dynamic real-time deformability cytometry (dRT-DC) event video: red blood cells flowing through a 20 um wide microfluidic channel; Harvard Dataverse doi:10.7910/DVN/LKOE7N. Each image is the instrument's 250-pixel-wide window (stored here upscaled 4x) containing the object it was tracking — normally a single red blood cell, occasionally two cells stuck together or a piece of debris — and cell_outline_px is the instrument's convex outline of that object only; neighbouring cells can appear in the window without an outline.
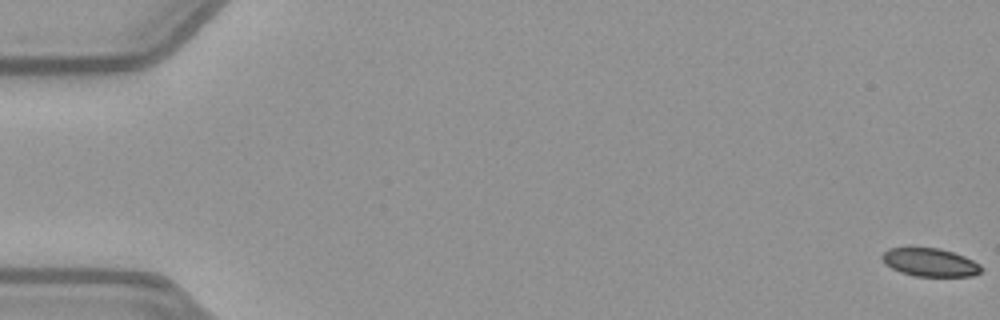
{"species": "common noctule bat (a hibernating species)", "species_latin": "Nyctalus noctula", "temperature_condition": "warm", "stored_images_in_passage": 54, "camera_frame_rate_fps": 3000, "um_per_image_px": 0.085, "animal": {"sex": "female", "body_mass_g": 21.9}, "frame": {"image": 1, "passage_image": 1, "time_ms": 0.0, "image_size_px": [1000, 320], "cell_outline_px": [[984, 268], [980, 272], [972, 276], [912, 276], [900, 272], [884, 264], [880, 256], [888, 248], [940, 248], [964, 256], [980, 264]], "centroid_in_image_um": [79.03, 22.3], "position_along_channel_um": 6.0, "area_um2": 16.36}}
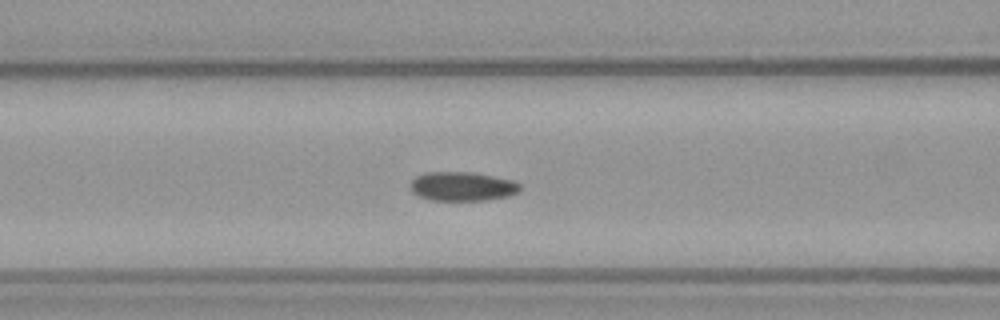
{"frame": {"image": 2, "passage_image": 23, "time_ms": 7.333, "image_size_px": [1000, 320], "cell_outline_px": [[520, 192], [508, 196], [488, 200], [428, 200], [412, 192], [408, 184], [416, 176], [424, 172], [472, 172], [512, 180], [520, 184]], "centroid_in_image_um": [39.27, 15.84], "position_along_channel_um": 127.3, "area_um2": 18.73}}
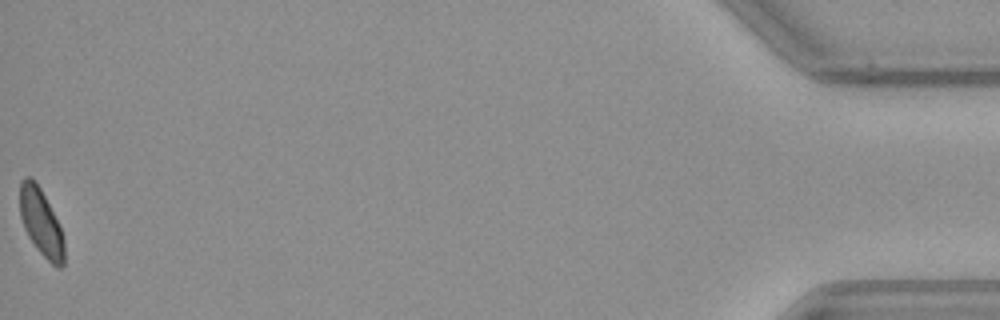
{"frame": {"image": 3, "passage_image": 54, "time_ms": 17.667, "image_size_px": [1000, 320], "cell_outline_px": [[64, 264], [60, 268], [56, 268], [36, 248], [28, 236], [24, 228], [20, 216], [20, 180], [24, 176], [32, 176], [40, 188], [60, 228], [64, 240]], "centroid_in_image_um": [3.47, 18.9], "position_along_channel_um": 431.7, "area_um2": 17.17}, "authors_computed_cell_mechanics": {"area_um2": 18.4382, "velocity_mm_per_s": 3.941, "shape_relaxation_time_tau1_ms": 3.9726, "shape_relaxation_time_tau2_ms": 4.3121, "deformation_change_tau1": 0.0765, "deformation_change_tau2": 0.0892}}